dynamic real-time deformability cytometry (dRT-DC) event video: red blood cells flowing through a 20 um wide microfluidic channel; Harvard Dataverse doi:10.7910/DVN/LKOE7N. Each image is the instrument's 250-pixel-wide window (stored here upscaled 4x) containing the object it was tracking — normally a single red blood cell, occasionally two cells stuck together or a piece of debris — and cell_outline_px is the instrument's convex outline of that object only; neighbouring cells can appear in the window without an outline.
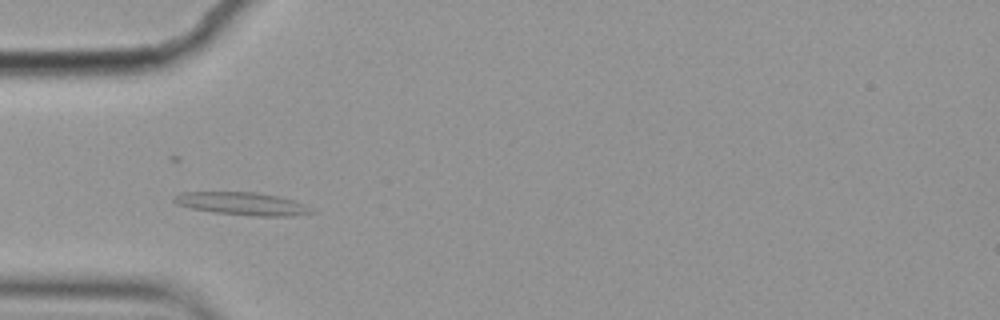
{"species": "common noctule bat (a hibernating species)", "species_latin": "Nyctalus noctula", "temperature_condition": "cold", "stored_images_in_passage": 5, "camera_frame_rate_fps": 3000, "um_per_image_px": 0.085, "animal": {"sex": "female", "body_mass_g": 19.9}, "frame": {"image": 1, "passage_image": 4, "time_ms": 1.0, "image_size_px": [1000, 320], "cell_outline_px": [[316, 212], [292, 216], [252, 216], [212, 212], [192, 208], [176, 204], [172, 200], [172, 196], [180, 192], [256, 192], [280, 196], [296, 200], [304, 204]], "centroid_in_image_um": [20.59, 17.31], "position_along_channel_um": 64.4, "area_um2": 18.5}}
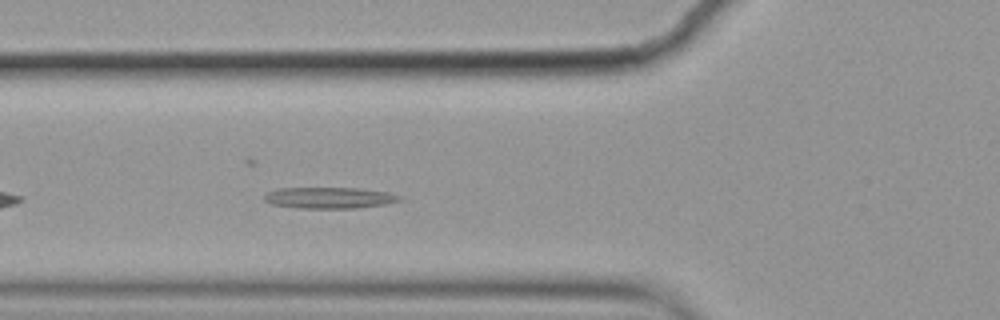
{"frame": {"image": 2, "passage_image": 5, "time_ms": 1.333, "image_size_px": [1000, 320], "cell_outline_px": [[404, 200], [384, 204], [352, 208], [300, 208], [272, 204], [264, 200], [264, 196], [268, 192], [276, 188], [360, 188], [388, 192], [404, 196]], "centroid_in_image_um": [28.04, 16.8], "position_along_channel_um": 97.8, "area_um2": 16.76}}